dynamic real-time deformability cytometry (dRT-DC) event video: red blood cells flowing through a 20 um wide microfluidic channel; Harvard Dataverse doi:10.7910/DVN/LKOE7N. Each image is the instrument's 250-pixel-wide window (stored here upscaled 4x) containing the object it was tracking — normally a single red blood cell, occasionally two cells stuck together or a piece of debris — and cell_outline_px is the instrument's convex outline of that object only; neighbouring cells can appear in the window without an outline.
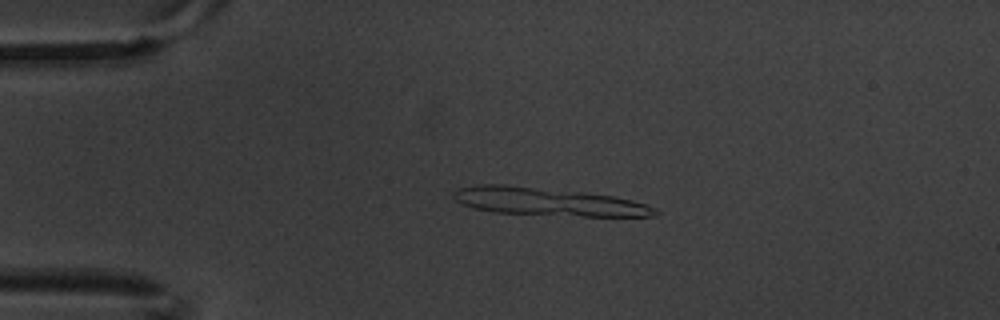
{"species": "common noctule bat (a hibernating species)", "species_latin": "Nyctalus noctula", "temperature_condition": "warm", "stored_images_in_passage": 9, "segment_of_instrument_passage": [1, 2], "camera_frame_rate_fps": 3000, "um_per_image_px": 0.085, "animal": {"sex": "male", "body_mass_g": 20.1, "forearm_length_mm": 53.5}, "frame": {"image": 1, "passage_image": 3, "time_ms": 0.667, "image_size_px": [1000, 320], "cell_outline_px": [[660, 212], [656, 216], [584, 216], [496, 212], [476, 208], [460, 204], [452, 196], [452, 192], [456, 188], [476, 184], [504, 184], [580, 192], [612, 196], [632, 200], [656, 208]], "centroid_in_image_um": [46.54, 17.13], "position_along_channel_um": 38.5, "area_um2": 32.6}}